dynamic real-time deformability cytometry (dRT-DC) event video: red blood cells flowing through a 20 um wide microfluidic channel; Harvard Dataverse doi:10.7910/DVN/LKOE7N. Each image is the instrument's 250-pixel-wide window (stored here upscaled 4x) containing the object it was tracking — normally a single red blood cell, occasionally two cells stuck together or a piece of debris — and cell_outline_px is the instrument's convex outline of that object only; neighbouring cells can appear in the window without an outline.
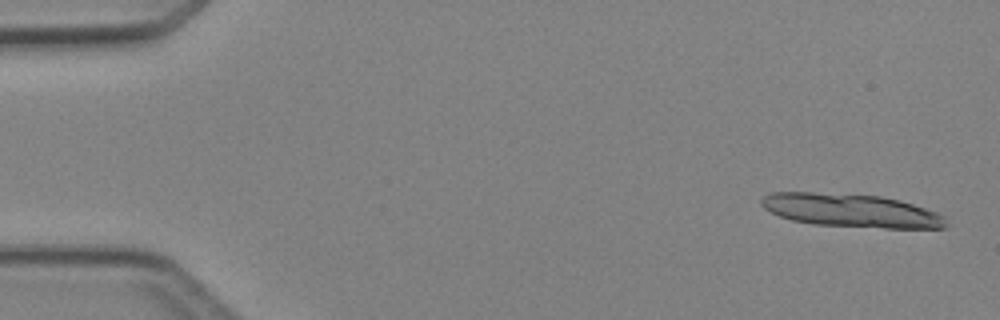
{"species": "Egyptian fruit bat (a non-hibernating species)", "species_latin": "Rousettus aegyptiacus", "temperature_condition": "cold", "stored_images_in_passage": 8, "camera_frame_rate_fps": 3000, "um_per_image_px": 0.085, "animal": {"sex": "female"}, "frame": {"image": 1, "passage_image": 2, "time_ms": 0.333, "image_size_px": [1000, 320], "cell_outline_px": [[948, 224], [944, 228], [884, 228], [816, 224], [792, 220], [780, 216], [764, 208], [760, 204], [760, 200], [764, 196], [772, 192], [812, 192], [880, 196], [900, 200], [936, 212], [944, 216]], "centroid_in_image_um": [72.35, 17.89], "position_along_channel_um": 12.7, "area_um2": 35.6}}